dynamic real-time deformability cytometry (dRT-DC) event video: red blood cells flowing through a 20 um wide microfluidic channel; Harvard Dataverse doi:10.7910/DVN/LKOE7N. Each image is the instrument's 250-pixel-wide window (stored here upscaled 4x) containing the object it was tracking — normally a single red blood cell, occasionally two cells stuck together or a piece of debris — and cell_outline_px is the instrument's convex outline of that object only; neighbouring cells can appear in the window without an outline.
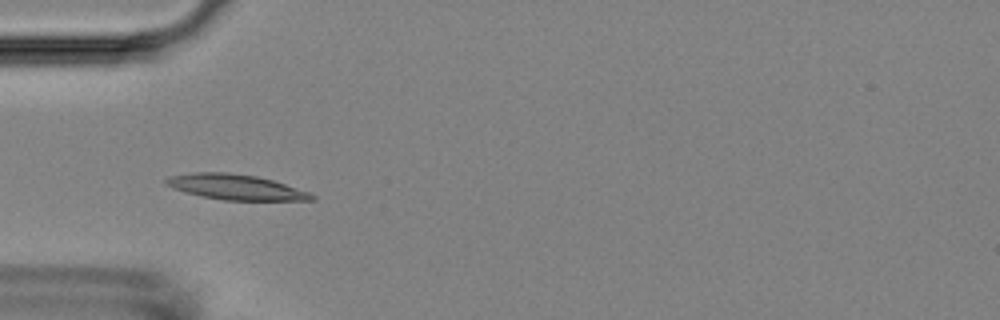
{"species": "Egyptian fruit bat (a non-hibernating species)", "species_latin": "Rousettus aegyptiacus", "temperature_condition": "room temperature", "stored_images_in_passage": 55, "camera_frame_rate_fps": 3000, "um_per_image_px": 0.085, "animal": {"sex": "female"}, "frame": {"image": 1, "passage_image": 17, "time_ms": 5.333, "image_size_px": [1000, 320], "cell_outline_px": [[316, 200], [224, 200], [200, 196], [184, 192], [172, 188], [164, 184], [164, 180], [168, 176], [192, 172], [228, 172], [256, 176], [272, 180], [308, 192], [316, 196]], "centroid_in_image_um": [19.96, 15.89], "position_along_channel_um": 65.0, "area_um2": 21.5}}
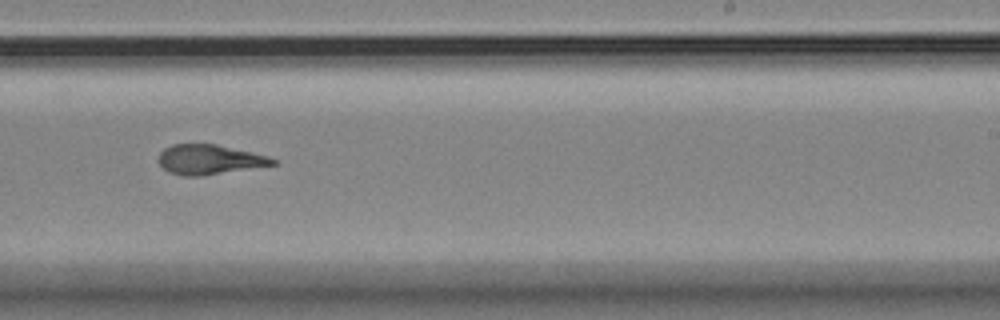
{"frame": {"image": 2, "passage_image": 34, "time_ms": 11.0, "image_size_px": [1000, 320], "cell_outline_px": [[276, 164], [204, 176], [180, 176], [168, 172], [156, 160], [160, 152], [164, 148], [172, 144], [216, 144], [264, 156], [276, 160]], "centroid_in_image_um": [17.69, 13.57], "position_along_channel_um": 271.3, "area_um2": 19.65}}
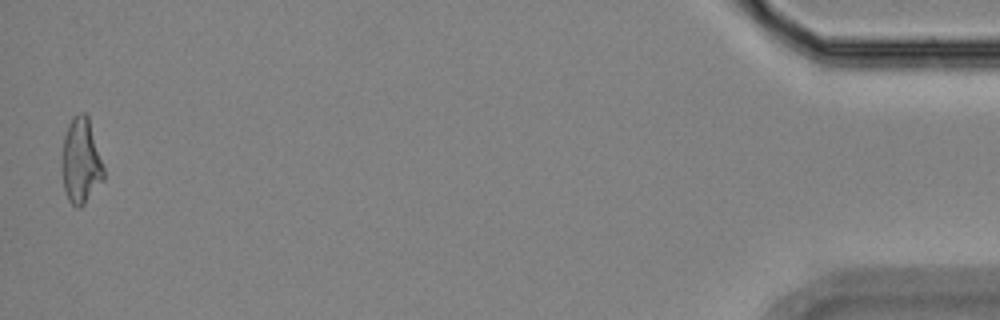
{"frame": {"image": 3, "passage_image": 54, "time_ms": 17.667, "image_size_px": [1000, 320], "cell_outline_px": [[104, 180], [84, 204], [80, 208], [76, 208], [68, 200], [64, 188], [64, 136], [68, 124], [72, 116], [80, 112], [84, 112], [88, 116], [104, 168]], "centroid_in_image_um": [6.91, 13.69], "position_along_channel_um": 428.3, "area_um2": 20.35}, "authors_computed_cell_mechanics": {"area_um2": 20.2878, "velocity_mm_per_s": 3.6553, "shape_relaxation_time_tau1_ms": 4.6866, "shape_relaxation_time_tau2_ms": 2.5249, "deformation_change_tau1": 0.183, "deformation_change_tau2": 0.0807}}